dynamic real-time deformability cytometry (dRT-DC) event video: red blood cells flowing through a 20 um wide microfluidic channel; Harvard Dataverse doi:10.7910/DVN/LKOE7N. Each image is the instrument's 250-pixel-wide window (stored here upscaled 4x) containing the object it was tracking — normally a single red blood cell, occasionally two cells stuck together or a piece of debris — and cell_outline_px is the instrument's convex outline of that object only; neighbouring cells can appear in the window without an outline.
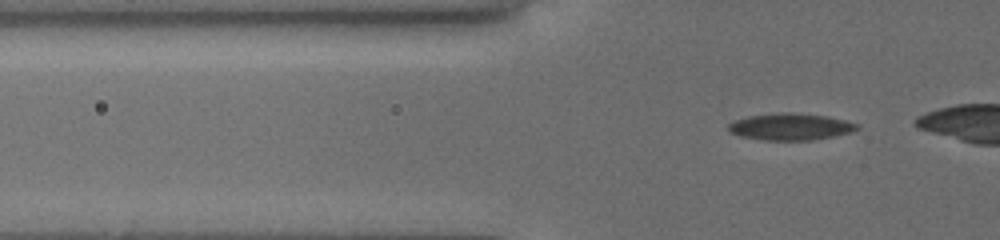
{"species": "common noctule bat (a hibernating species)", "species_latin": "Nyctalus noctula", "temperature_condition": "cold", "stored_images_in_passage": 13, "camera_frame_rate_fps": 3000, "um_per_image_px": 0.085, "animal": {"sex": "female", "body_mass_g": 19.5, "forearm_length_mm": 54.1}, "frame": {"image": 1, "passage_image": 7, "time_ms": 2.0, "image_size_px": [1000, 240], "cell_outline_px": [[860, 124], [852, 132], [812, 140], [764, 140], [740, 136], [732, 132], [728, 128], [728, 124], [736, 120], [748, 116], [776, 112], [788, 112], [824, 116], [844, 120]], "centroid_in_image_um": [67.17, 10.77], "position_along_channel_um": 58.6, "area_um2": 19.83}}
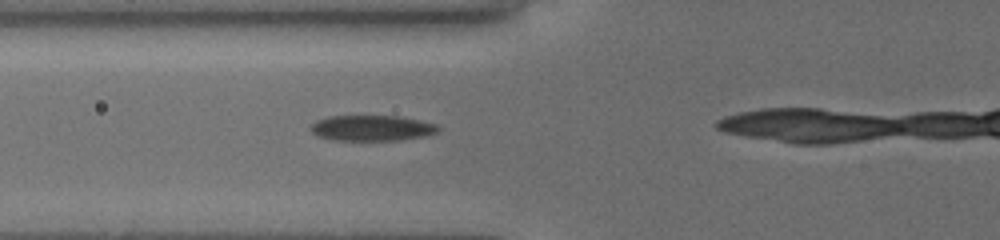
{"frame": {"image": 2, "passage_image": 10, "time_ms": 3.333, "image_size_px": [1000, 240], "cell_outline_px": [[440, 128], [436, 132], [424, 136], [400, 140], [332, 140], [320, 136], [312, 132], [312, 124], [316, 120], [328, 116], [396, 116], [420, 120], [436, 124]], "centroid_in_image_um": [31.61, 10.88], "position_along_channel_um": 94.2, "area_um2": 18.84}}
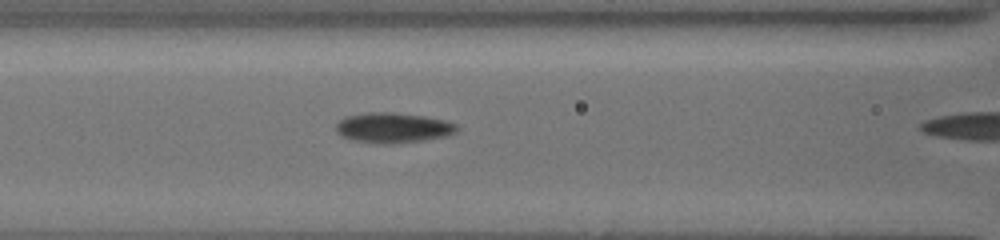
{"frame": {"image": 3, "passage_image": 12, "time_ms": 4.333, "image_size_px": [1000, 240], "cell_outline_px": [[460, 128], [456, 132], [448, 136], [424, 140], [392, 144], [376, 144], [352, 140], [336, 132], [336, 124], [340, 120], [348, 116], [368, 112], [392, 112], [424, 116], [444, 120], [460, 124]], "centroid_in_image_um": [33.46, 10.87], "position_along_channel_um": 133.1, "area_um2": 21.5}}